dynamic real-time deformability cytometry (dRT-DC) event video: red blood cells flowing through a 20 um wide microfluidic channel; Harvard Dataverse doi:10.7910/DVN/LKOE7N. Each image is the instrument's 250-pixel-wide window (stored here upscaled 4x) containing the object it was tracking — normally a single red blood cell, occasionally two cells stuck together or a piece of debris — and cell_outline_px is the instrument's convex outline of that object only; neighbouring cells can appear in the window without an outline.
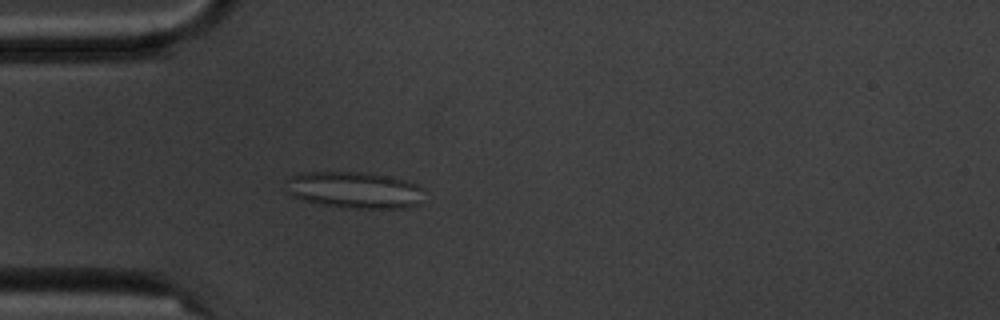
{"species": "common noctule bat (a hibernating species)", "species_latin": "Nyctalus noctula", "temperature_condition": "cold", "stored_images_in_passage": 1, "camera_frame_rate_fps": 3000, "um_per_image_px": 0.085, "animal": {"sex": "male", "body_mass_g": 20.1, "forearm_length_mm": 53.5}, "frame": {"image": 1, "passage_image": 1, "time_ms": 0.0, "image_size_px": [1000, 320], "cell_outline_px": [[424, 204], [408, 208], [340, 208], [304, 200], [292, 196], [288, 192], [284, 180], [288, 176], [304, 172], [364, 172], [392, 176], [416, 184], [420, 188]], "centroid_in_image_um": [30.12, 16.15], "position_along_channel_um": 54.9, "area_um2": 29.94}}